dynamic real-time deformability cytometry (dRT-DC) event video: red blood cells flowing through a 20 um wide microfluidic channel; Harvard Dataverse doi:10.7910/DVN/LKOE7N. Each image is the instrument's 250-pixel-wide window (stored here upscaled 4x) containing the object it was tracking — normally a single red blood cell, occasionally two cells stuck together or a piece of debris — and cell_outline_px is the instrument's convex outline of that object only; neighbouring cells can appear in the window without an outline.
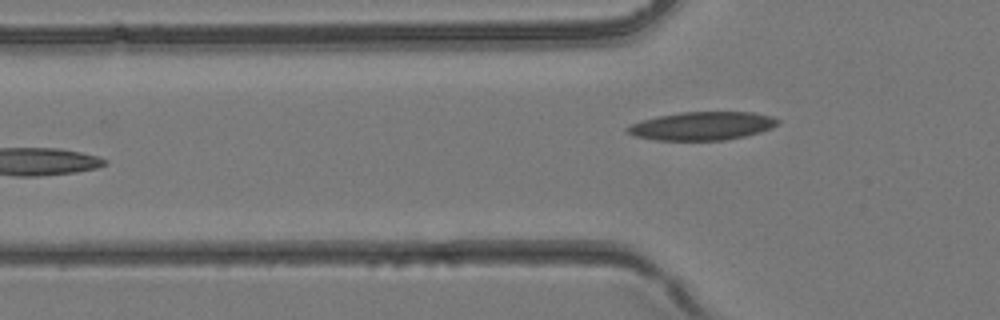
{"species": "common noctule bat (a hibernating species)", "species_latin": "Nyctalus noctula", "temperature_condition": "room temperature", "stored_images_in_passage": 5, "camera_frame_rate_fps": 3000, "um_per_image_px": 0.085, "animal": {"sex": "female", "body_mass_g": 24.6, "forearm_length_mm": 56.2}, "frame": {"image": 1, "passage_image": 4, "time_ms": 1.0, "image_size_px": [1000, 320], "cell_outline_px": [[780, 124], [772, 128], [760, 132], [744, 136], [724, 140], [656, 140], [632, 136], [624, 128], [628, 124], [640, 120], [656, 116], [680, 112], [752, 112], [772, 116], [780, 120]], "centroid_in_image_um": [59.64, 10.7], "position_along_channel_um": 66.2, "area_um2": 25.14}}
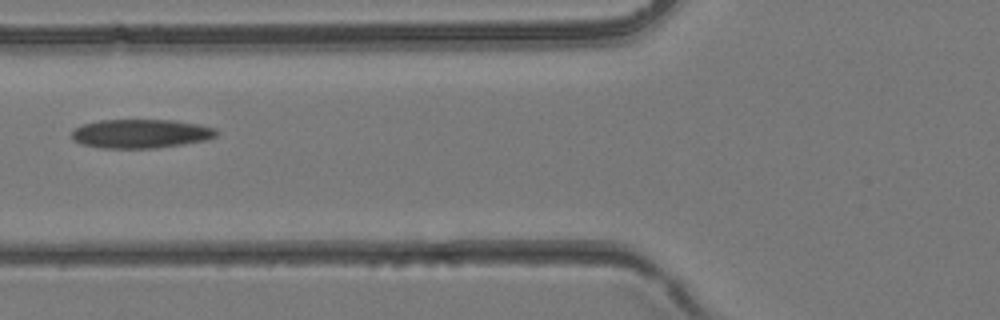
{"frame": {"image": 2, "passage_image": 5, "time_ms": 1.333, "image_size_px": [1000, 320], "cell_outline_px": [[220, 132], [216, 136], [208, 140], [184, 144], [156, 148], [100, 148], [80, 144], [72, 140], [72, 132], [76, 128], [84, 124], [100, 120], [172, 120], [200, 124], [216, 128]], "centroid_in_image_um": [12.01, 11.36], "position_along_channel_um": 113.8, "area_um2": 24.62}}